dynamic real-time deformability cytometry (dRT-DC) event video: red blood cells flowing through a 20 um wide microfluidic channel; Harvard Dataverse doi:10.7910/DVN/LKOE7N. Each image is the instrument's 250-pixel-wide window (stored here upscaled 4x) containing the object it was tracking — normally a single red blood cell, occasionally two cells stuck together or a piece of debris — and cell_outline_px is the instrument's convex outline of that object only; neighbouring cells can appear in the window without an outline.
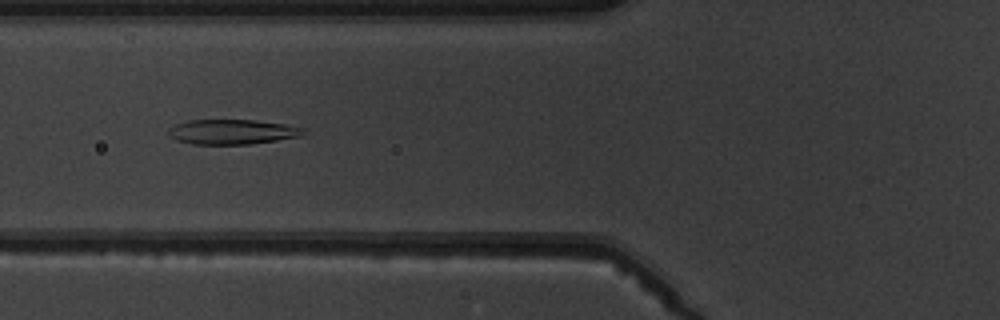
{"species": "common noctule bat (a hibernating species)", "species_latin": "Nyctalus noctula", "temperature_condition": "warm", "stored_images_in_passage": 8, "camera_frame_rate_fps": 3000, "um_per_image_px": 0.085, "animal": {"sex": "male", "body_mass_g": 19.5, "forearm_length_mm": 54.6}, "frame": {"image": 1, "passage_image": 6, "time_ms": 7.0, "image_size_px": [1000, 320], "cell_outline_px": [[308, 132], [300, 136], [276, 140], [248, 144], [192, 144], [176, 140], [168, 136], [168, 128], [176, 124], [188, 120], [256, 120], [284, 124], [304, 128]], "centroid_in_image_um": [19.72, 11.2], "position_along_channel_um": 106.1, "area_um2": 19.59}}
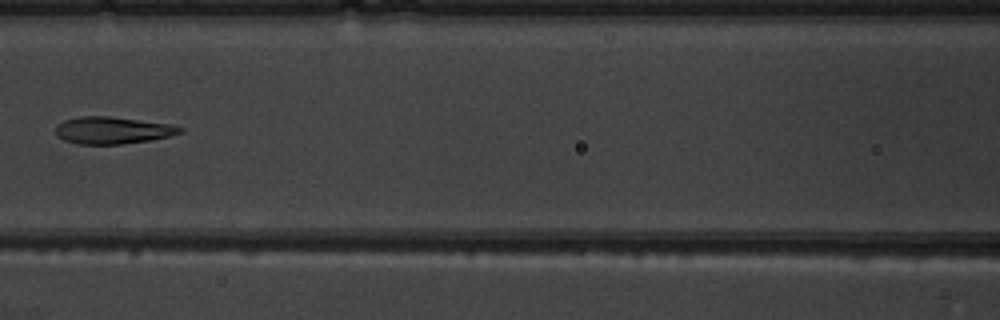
{"frame": {"image": 2, "passage_image": 7, "time_ms": 8.333, "image_size_px": [1000, 320], "cell_outline_px": [[184, 132], [168, 136], [148, 140], [120, 144], [76, 144], [64, 140], [56, 136], [56, 124], [64, 120], [80, 116], [108, 116], [172, 124], [184, 128]], "centroid_in_image_um": [9.54, 11.07], "position_along_channel_um": 157.1, "area_um2": 19.65}}
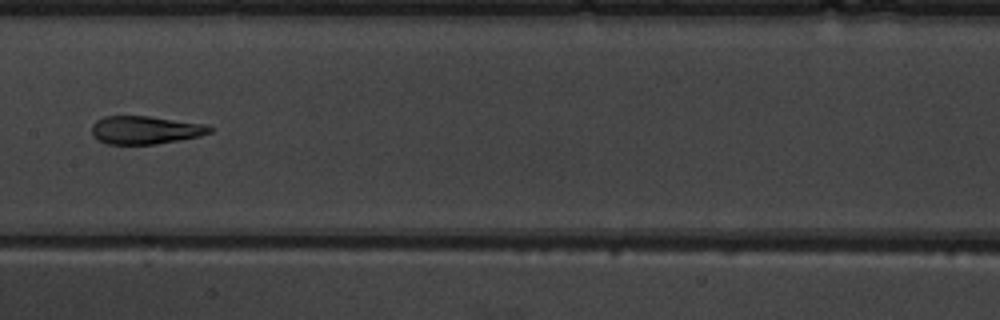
{"frame": {"image": 3, "passage_image": 8, "time_ms": 9.333, "image_size_px": [1000, 320], "cell_outline_px": [[212, 132], [200, 136], [180, 140], [156, 144], [108, 144], [100, 140], [92, 132], [92, 124], [96, 120], [104, 116], [148, 116], [208, 124], [212, 128]], "centroid_in_image_um": [12.4, 11.04], "position_along_channel_um": 195.0, "area_um2": 19.31}}